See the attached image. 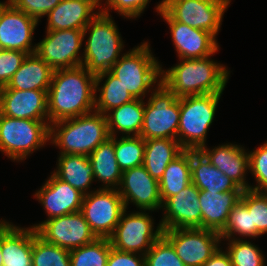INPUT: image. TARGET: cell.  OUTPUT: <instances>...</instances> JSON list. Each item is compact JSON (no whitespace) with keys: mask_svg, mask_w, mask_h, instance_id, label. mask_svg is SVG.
I'll use <instances>...</instances> for the list:
<instances>
[{"mask_svg":"<svg viewBox=\"0 0 267 266\" xmlns=\"http://www.w3.org/2000/svg\"><path fill=\"white\" fill-rule=\"evenodd\" d=\"M95 77L84 66L54 70L47 92L49 124L95 111Z\"/></svg>","mask_w":267,"mask_h":266,"instance_id":"cell-1","label":"cell"},{"mask_svg":"<svg viewBox=\"0 0 267 266\" xmlns=\"http://www.w3.org/2000/svg\"><path fill=\"white\" fill-rule=\"evenodd\" d=\"M211 56L180 59V63L161 70V82L178 98L223 93L230 71Z\"/></svg>","mask_w":267,"mask_h":266,"instance_id":"cell-2","label":"cell"},{"mask_svg":"<svg viewBox=\"0 0 267 266\" xmlns=\"http://www.w3.org/2000/svg\"><path fill=\"white\" fill-rule=\"evenodd\" d=\"M109 137L106 115L96 111L50 124L49 140L60 154L89 156Z\"/></svg>","mask_w":267,"mask_h":266,"instance_id":"cell-3","label":"cell"},{"mask_svg":"<svg viewBox=\"0 0 267 266\" xmlns=\"http://www.w3.org/2000/svg\"><path fill=\"white\" fill-rule=\"evenodd\" d=\"M110 14L99 12L83 30L89 32L82 53V66L90 73L110 71L124 47L118 27Z\"/></svg>","mask_w":267,"mask_h":266,"instance_id":"cell-4","label":"cell"},{"mask_svg":"<svg viewBox=\"0 0 267 266\" xmlns=\"http://www.w3.org/2000/svg\"><path fill=\"white\" fill-rule=\"evenodd\" d=\"M161 70L162 65L152 54L150 44L145 41L121 55L110 72L135 99L143 100L145 94L155 88V84H160Z\"/></svg>","mask_w":267,"mask_h":266,"instance_id":"cell-5","label":"cell"},{"mask_svg":"<svg viewBox=\"0 0 267 266\" xmlns=\"http://www.w3.org/2000/svg\"><path fill=\"white\" fill-rule=\"evenodd\" d=\"M221 95L210 93L179 98L177 140L184 150H200L206 145L207 130L214 120Z\"/></svg>","mask_w":267,"mask_h":266,"instance_id":"cell-6","label":"cell"},{"mask_svg":"<svg viewBox=\"0 0 267 266\" xmlns=\"http://www.w3.org/2000/svg\"><path fill=\"white\" fill-rule=\"evenodd\" d=\"M50 139L49 121L11 118L0 113V151L22 161Z\"/></svg>","mask_w":267,"mask_h":266,"instance_id":"cell-7","label":"cell"},{"mask_svg":"<svg viewBox=\"0 0 267 266\" xmlns=\"http://www.w3.org/2000/svg\"><path fill=\"white\" fill-rule=\"evenodd\" d=\"M153 90L144 107L143 126L139 136L144 140H177L180 120L179 98L162 82Z\"/></svg>","mask_w":267,"mask_h":266,"instance_id":"cell-8","label":"cell"},{"mask_svg":"<svg viewBox=\"0 0 267 266\" xmlns=\"http://www.w3.org/2000/svg\"><path fill=\"white\" fill-rule=\"evenodd\" d=\"M123 211L118 225L109 237L111 246L122 252H134L145 255L152 244L163 235L162 225L159 223L154 231V219L146 211H135L126 214Z\"/></svg>","mask_w":267,"mask_h":266,"instance_id":"cell-9","label":"cell"},{"mask_svg":"<svg viewBox=\"0 0 267 266\" xmlns=\"http://www.w3.org/2000/svg\"><path fill=\"white\" fill-rule=\"evenodd\" d=\"M118 189L99 188L84 195L81 212L97 238H109L125 210Z\"/></svg>","mask_w":267,"mask_h":266,"instance_id":"cell-10","label":"cell"},{"mask_svg":"<svg viewBox=\"0 0 267 266\" xmlns=\"http://www.w3.org/2000/svg\"><path fill=\"white\" fill-rule=\"evenodd\" d=\"M177 256L186 266H202L220 248L219 232L203 228H175L163 230Z\"/></svg>","mask_w":267,"mask_h":266,"instance_id":"cell-11","label":"cell"},{"mask_svg":"<svg viewBox=\"0 0 267 266\" xmlns=\"http://www.w3.org/2000/svg\"><path fill=\"white\" fill-rule=\"evenodd\" d=\"M231 0H163V10L174 20L206 30L215 37Z\"/></svg>","mask_w":267,"mask_h":266,"instance_id":"cell-12","label":"cell"},{"mask_svg":"<svg viewBox=\"0 0 267 266\" xmlns=\"http://www.w3.org/2000/svg\"><path fill=\"white\" fill-rule=\"evenodd\" d=\"M31 227L45 241L69 251L97 239L81 211L46 219Z\"/></svg>","mask_w":267,"mask_h":266,"instance_id":"cell-13","label":"cell"},{"mask_svg":"<svg viewBox=\"0 0 267 266\" xmlns=\"http://www.w3.org/2000/svg\"><path fill=\"white\" fill-rule=\"evenodd\" d=\"M84 32L79 29L46 31V36L36 44L35 53L53 70L82 66L79 55Z\"/></svg>","mask_w":267,"mask_h":266,"instance_id":"cell-14","label":"cell"},{"mask_svg":"<svg viewBox=\"0 0 267 266\" xmlns=\"http://www.w3.org/2000/svg\"><path fill=\"white\" fill-rule=\"evenodd\" d=\"M156 11L169 25L173 45L179 59L204 58L212 56L219 50L216 37L212 33L172 19L163 10V0L156 6Z\"/></svg>","mask_w":267,"mask_h":266,"instance_id":"cell-15","label":"cell"},{"mask_svg":"<svg viewBox=\"0 0 267 266\" xmlns=\"http://www.w3.org/2000/svg\"><path fill=\"white\" fill-rule=\"evenodd\" d=\"M38 21L16 9L9 1L0 4V49L35 53L33 33Z\"/></svg>","mask_w":267,"mask_h":266,"instance_id":"cell-16","label":"cell"},{"mask_svg":"<svg viewBox=\"0 0 267 266\" xmlns=\"http://www.w3.org/2000/svg\"><path fill=\"white\" fill-rule=\"evenodd\" d=\"M126 209L129 201L139 211H154L162 208L159 181L153 178L143 165L122 172V180L118 188Z\"/></svg>","mask_w":267,"mask_h":266,"instance_id":"cell-17","label":"cell"},{"mask_svg":"<svg viewBox=\"0 0 267 266\" xmlns=\"http://www.w3.org/2000/svg\"><path fill=\"white\" fill-rule=\"evenodd\" d=\"M200 190L190 183L180 193L169 197L163 204V230L175 228H202V212L199 201Z\"/></svg>","mask_w":267,"mask_h":266,"instance_id":"cell-18","label":"cell"},{"mask_svg":"<svg viewBox=\"0 0 267 266\" xmlns=\"http://www.w3.org/2000/svg\"><path fill=\"white\" fill-rule=\"evenodd\" d=\"M47 92L1 89L0 113L17 119L49 121Z\"/></svg>","mask_w":267,"mask_h":266,"instance_id":"cell-19","label":"cell"},{"mask_svg":"<svg viewBox=\"0 0 267 266\" xmlns=\"http://www.w3.org/2000/svg\"><path fill=\"white\" fill-rule=\"evenodd\" d=\"M34 196L51 219L81 211L84 194L52 173Z\"/></svg>","mask_w":267,"mask_h":266,"instance_id":"cell-20","label":"cell"},{"mask_svg":"<svg viewBox=\"0 0 267 266\" xmlns=\"http://www.w3.org/2000/svg\"><path fill=\"white\" fill-rule=\"evenodd\" d=\"M200 151L210 163L235 182L242 190L250 189L246 173L250 170L249 152L237 144H223L213 149L203 146Z\"/></svg>","mask_w":267,"mask_h":266,"instance_id":"cell-21","label":"cell"},{"mask_svg":"<svg viewBox=\"0 0 267 266\" xmlns=\"http://www.w3.org/2000/svg\"><path fill=\"white\" fill-rule=\"evenodd\" d=\"M97 0H62L47 14L46 31L79 29L84 30L99 13Z\"/></svg>","mask_w":267,"mask_h":266,"instance_id":"cell-22","label":"cell"},{"mask_svg":"<svg viewBox=\"0 0 267 266\" xmlns=\"http://www.w3.org/2000/svg\"><path fill=\"white\" fill-rule=\"evenodd\" d=\"M33 228L1 220L3 266H32Z\"/></svg>","mask_w":267,"mask_h":266,"instance_id":"cell-23","label":"cell"},{"mask_svg":"<svg viewBox=\"0 0 267 266\" xmlns=\"http://www.w3.org/2000/svg\"><path fill=\"white\" fill-rule=\"evenodd\" d=\"M243 191H200L202 228L220 232L226 225L230 210L240 201Z\"/></svg>","mask_w":267,"mask_h":266,"instance_id":"cell-24","label":"cell"},{"mask_svg":"<svg viewBox=\"0 0 267 266\" xmlns=\"http://www.w3.org/2000/svg\"><path fill=\"white\" fill-rule=\"evenodd\" d=\"M54 70L36 53L27 54L9 83L1 89L48 91Z\"/></svg>","mask_w":267,"mask_h":266,"instance_id":"cell-25","label":"cell"},{"mask_svg":"<svg viewBox=\"0 0 267 266\" xmlns=\"http://www.w3.org/2000/svg\"><path fill=\"white\" fill-rule=\"evenodd\" d=\"M191 181L200 191H244L213 166L200 150H191Z\"/></svg>","mask_w":267,"mask_h":266,"instance_id":"cell-26","label":"cell"},{"mask_svg":"<svg viewBox=\"0 0 267 266\" xmlns=\"http://www.w3.org/2000/svg\"><path fill=\"white\" fill-rule=\"evenodd\" d=\"M53 173L84 195L94 181V171L86 155L59 154L57 169Z\"/></svg>","mask_w":267,"mask_h":266,"instance_id":"cell-27","label":"cell"},{"mask_svg":"<svg viewBox=\"0 0 267 266\" xmlns=\"http://www.w3.org/2000/svg\"><path fill=\"white\" fill-rule=\"evenodd\" d=\"M94 171V180L103 182L105 189H118L122 180L115 150L114 136L101 143L89 156ZM96 178V179H95Z\"/></svg>","mask_w":267,"mask_h":266,"instance_id":"cell-28","label":"cell"},{"mask_svg":"<svg viewBox=\"0 0 267 266\" xmlns=\"http://www.w3.org/2000/svg\"><path fill=\"white\" fill-rule=\"evenodd\" d=\"M144 107L142 99H135L109 111L106 114L109 135L116 137V132H122V136H139L143 126Z\"/></svg>","mask_w":267,"mask_h":266,"instance_id":"cell-29","label":"cell"},{"mask_svg":"<svg viewBox=\"0 0 267 266\" xmlns=\"http://www.w3.org/2000/svg\"><path fill=\"white\" fill-rule=\"evenodd\" d=\"M183 150L176 139L145 140L143 166L153 178L159 181L169 163Z\"/></svg>","mask_w":267,"mask_h":266,"instance_id":"cell-30","label":"cell"},{"mask_svg":"<svg viewBox=\"0 0 267 266\" xmlns=\"http://www.w3.org/2000/svg\"><path fill=\"white\" fill-rule=\"evenodd\" d=\"M103 81V79H105ZM104 82L103 85L101 82ZM101 83V87L100 86ZM100 91V95H97ZM98 96V97H97ZM135 98L110 71L99 73L95 77V111L106 115L114 108L129 103Z\"/></svg>","mask_w":267,"mask_h":266,"instance_id":"cell-31","label":"cell"},{"mask_svg":"<svg viewBox=\"0 0 267 266\" xmlns=\"http://www.w3.org/2000/svg\"><path fill=\"white\" fill-rule=\"evenodd\" d=\"M191 181V150H183L166 167L159 180V191L162 204L169 198L180 193Z\"/></svg>","mask_w":267,"mask_h":266,"instance_id":"cell-32","label":"cell"},{"mask_svg":"<svg viewBox=\"0 0 267 266\" xmlns=\"http://www.w3.org/2000/svg\"><path fill=\"white\" fill-rule=\"evenodd\" d=\"M114 150L122 172L143 165L145 140L141 136L114 137Z\"/></svg>","mask_w":267,"mask_h":266,"instance_id":"cell-33","label":"cell"},{"mask_svg":"<svg viewBox=\"0 0 267 266\" xmlns=\"http://www.w3.org/2000/svg\"><path fill=\"white\" fill-rule=\"evenodd\" d=\"M32 266H71L70 251L41 238L33 228Z\"/></svg>","mask_w":267,"mask_h":266,"instance_id":"cell-34","label":"cell"},{"mask_svg":"<svg viewBox=\"0 0 267 266\" xmlns=\"http://www.w3.org/2000/svg\"><path fill=\"white\" fill-rule=\"evenodd\" d=\"M111 248L109 238H97L90 244L70 250V265L107 266Z\"/></svg>","mask_w":267,"mask_h":266,"instance_id":"cell-35","label":"cell"},{"mask_svg":"<svg viewBox=\"0 0 267 266\" xmlns=\"http://www.w3.org/2000/svg\"><path fill=\"white\" fill-rule=\"evenodd\" d=\"M241 200L251 214L252 234L258 237L267 233V192L244 190Z\"/></svg>","mask_w":267,"mask_h":266,"instance_id":"cell-36","label":"cell"},{"mask_svg":"<svg viewBox=\"0 0 267 266\" xmlns=\"http://www.w3.org/2000/svg\"><path fill=\"white\" fill-rule=\"evenodd\" d=\"M238 233L242 237H255L252 234V219L247 205L240 201L230 210L225 227L219 232L221 239L234 240V235Z\"/></svg>","mask_w":267,"mask_h":266,"instance_id":"cell-37","label":"cell"},{"mask_svg":"<svg viewBox=\"0 0 267 266\" xmlns=\"http://www.w3.org/2000/svg\"><path fill=\"white\" fill-rule=\"evenodd\" d=\"M226 248L230 255L232 266H266L265 257L255 244L241 238L227 240Z\"/></svg>","mask_w":267,"mask_h":266,"instance_id":"cell-38","label":"cell"},{"mask_svg":"<svg viewBox=\"0 0 267 266\" xmlns=\"http://www.w3.org/2000/svg\"><path fill=\"white\" fill-rule=\"evenodd\" d=\"M146 266H186L172 244L162 235L145 254Z\"/></svg>","mask_w":267,"mask_h":266,"instance_id":"cell-39","label":"cell"},{"mask_svg":"<svg viewBox=\"0 0 267 266\" xmlns=\"http://www.w3.org/2000/svg\"><path fill=\"white\" fill-rule=\"evenodd\" d=\"M250 170L257 184L250 190L267 192V141L249 153Z\"/></svg>","mask_w":267,"mask_h":266,"instance_id":"cell-40","label":"cell"},{"mask_svg":"<svg viewBox=\"0 0 267 266\" xmlns=\"http://www.w3.org/2000/svg\"><path fill=\"white\" fill-rule=\"evenodd\" d=\"M27 53L18 50L0 49V86L5 87L20 68Z\"/></svg>","mask_w":267,"mask_h":266,"instance_id":"cell-41","label":"cell"},{"mask_svg":"<svg viewBox=\"0 0 267 266\" xmlns=\"http://www.w3.org/2000/svg\"><path fill=\"white\" fill-rule=\"evenodd\" d=\"M149 0H106L105 7L99 12L109 14V10H115L119 15L126 18H137L144 12Z\"/></svg>","mask_w":267,"mask_h":266,"instance_id":"cell-42","label":"cell"},{"mask_svg":"<svg viewBox=\"0 0 267 266\" xmlns=\"http://www.w3.org/2000/svg\"><path fill=\"white\" fill-rule=\"evenodd\" d=\"M16 9L39 20L47 15L62 0H8Z\"/></svg>","mask_w":267,"mask_h":266,"instance_id":"cell-43","label":"cell"},{"mask_svg":"<svg viewBox=\"0 0 267 266\" xmlns=\"http://www.w3.org/2000/svg\"><path fill=\"white\" fill-rule=\"evenodd\" d=\"M107 266H146L145 255L122 252L112 247L109 252Z\"/></svg>","mask_w":267,"mask_h":266,"instance_id":"cell-44","label":"cell"},{"mask_svg":"<svg viewBox=\"0 0 267 266\" xmlns=\"http://www.w3.org/2000/svg\"><path fill=\"white\" fill-rule=\"evenodd\" d=\"M202 266H232V262L228 252L219 248Z\"/></svg>","mask_w":267,"mask_h":266,"instance_id":"cell-45","label":"cell"},{"mask_svg":"<svg viewBox=\"0 0 267 266\" xmlns=\"http://www.w3.org/2000/svg\"><path fill=\"white\" fill-rule=\"evenodd\" d=\"M0 266H3V257H2V249H1V220H0Z\"/></svg>","mask_w":267,"mask_h":266,"instance_id":"cell-46","label":"cell"},{"mask_svg":"<svg viewBox=\"0 0 267 266\" xmlns=\"http://www.w3.org/2000/svg\"><path fill=\"white\" fill-rule=\"evenodd\" d=\"M98 2H99V7H101L100 5H101V2L100 1H102V0H97Z\"/></svg>","mask_w":267,"mask_h":266,"instance_id":"cell-47","label":"cell"}]
</instances>
